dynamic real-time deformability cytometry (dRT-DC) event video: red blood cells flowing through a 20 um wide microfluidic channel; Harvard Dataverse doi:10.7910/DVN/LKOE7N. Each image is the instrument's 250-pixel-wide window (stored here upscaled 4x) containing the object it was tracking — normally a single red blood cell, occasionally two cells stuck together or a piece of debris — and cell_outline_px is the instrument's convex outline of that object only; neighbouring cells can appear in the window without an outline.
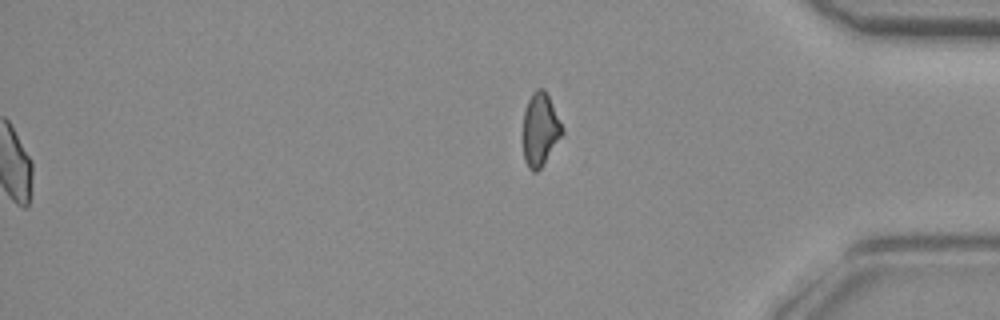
{"species": "common noctule bat (a hibernating species)", "species_latin": "Nyctalus noctula", "temperature_condition": "room temperature", "stored_images_in_passage": 49, "segment_of_instrument_passage": [2, 2], "camera_frame_rate_fps": 3000, "um_per_image_px": 0.085, "animal": {"sex": "female", "body_mass_g": 29.2, "forearm_length_mm": 56.3}, "frame": {"image": 1, "passage_image": 49, "time_ms": 16.0, "image_size_px": [1000, 320], "cell_outline_px": [[564, 132], [540, 168], [536, 172], [532, 172], [528, 168], [524, 160], [524, 108], [532, 92], [536, 88], [544, 88], [564, 128]], "centroid_in_image_um": [45.91, 10.98], "position_along_channel_um": 389.3, "area_um2": 16.47}}